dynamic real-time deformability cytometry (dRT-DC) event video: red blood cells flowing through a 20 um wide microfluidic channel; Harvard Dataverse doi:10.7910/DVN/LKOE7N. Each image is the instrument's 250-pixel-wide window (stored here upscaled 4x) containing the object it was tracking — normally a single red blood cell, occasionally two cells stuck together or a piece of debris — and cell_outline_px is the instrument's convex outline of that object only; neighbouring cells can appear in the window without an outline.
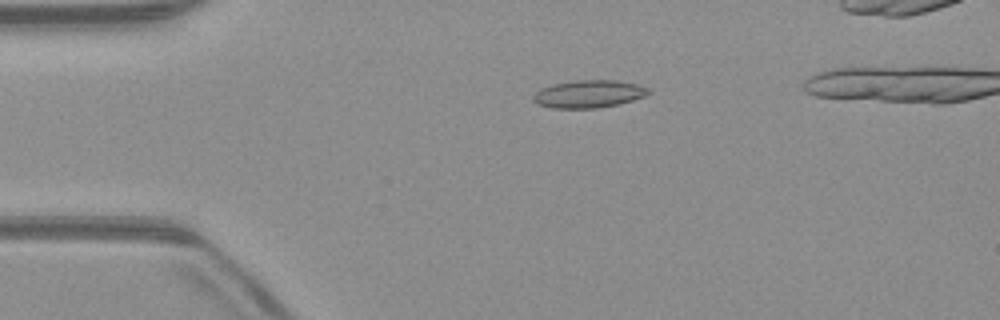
{"species": "common noctule bat (a hibernating species)", "species_latin": "Nyctalus noctula", "temperature_condition": "warm", "stored_images_in_passage": 48, "camera_frame_rate_fps": 3000, "um_per_image_px": 0.085, "animal": {"sex": "male", "body_mass_g": 23.1, "forearm_length_mm": 52.7}, "frame": {"image": 1, "passage_image": 12, "time_ms": 3.667, "image_size_px": [1000, 320], "cell_outline_px": [[652, 92], [644, 96], [632, 100], [616, 104], [596, 108], [552, 108], [536, 104], [532, 100], [532, 96], [540, 88], [552, 84], [576, 80], [616, 80], [640, 84], [648, 88]], "centroid_in_image_um": [50.02, 7.98], "position_along_channel_um": 35.0, "area_um2": 18.67}}
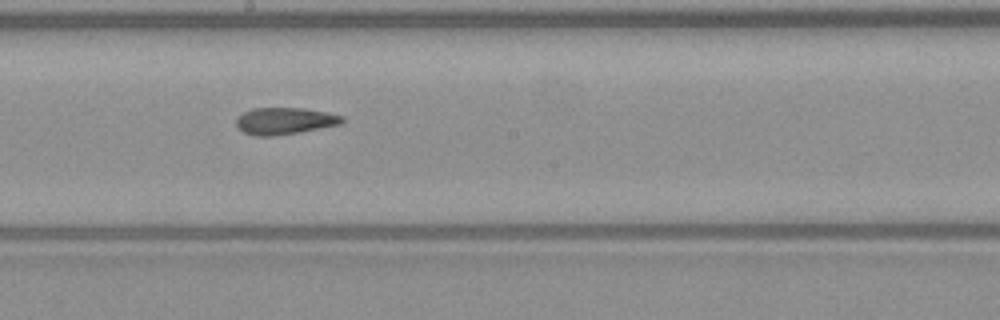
{"frame": {"image": 2, "passage_image": 29, "time_ms": 9.333, "image_size_px": [1000, 320], "cell_outline_px": [[344, 124], [300, 132], [276, 136], [252, 136], [244, 132], [236, 124], [236, 120], [244, 112], [252, 108], [304, 108], [344, 116]], "centroid_in_image_um": [24.23, 10.29], "position_along_channel_um": 224.0, "area_um2": 16.65}}
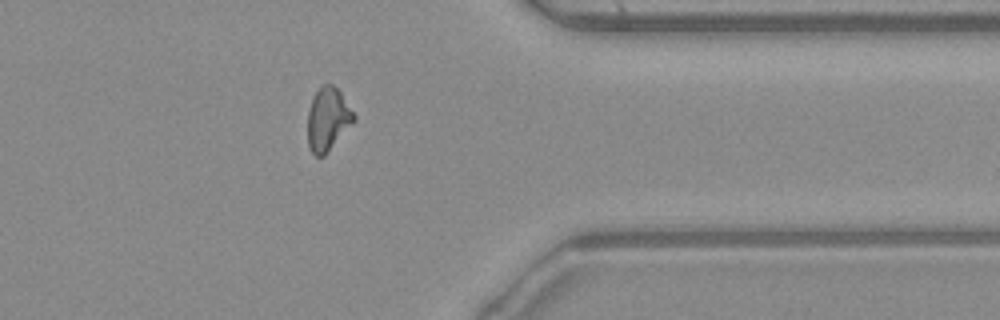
{"frame": {"image": 3, "passage_image": 42, "time_ms": 13.667, "image_size_px": [1000, 320], "cell_outline_px": [[356, 120], [328, 152], [324, 156], [316, 156], [312, 152], [308, 144], [308, 112], [312, 100], [320, 84], [332, 84], [340, 92], [356, 116]], "centroid_in_image_um": [27.87, 10.14], "position_along_channel_um": 383.5, "area_um2": 16.94}, "authors_computed_cell_mechanics": {"area_um2": 17.2822, "velocity_mm_per_s": 4.0005, "shape_relaxation_time_tau1_ms": null, "shape_relaxation_time_tau2_ms": 3.1835, "deformation_change_tau1": null, "deformation_change_tau2": 0.1167}}